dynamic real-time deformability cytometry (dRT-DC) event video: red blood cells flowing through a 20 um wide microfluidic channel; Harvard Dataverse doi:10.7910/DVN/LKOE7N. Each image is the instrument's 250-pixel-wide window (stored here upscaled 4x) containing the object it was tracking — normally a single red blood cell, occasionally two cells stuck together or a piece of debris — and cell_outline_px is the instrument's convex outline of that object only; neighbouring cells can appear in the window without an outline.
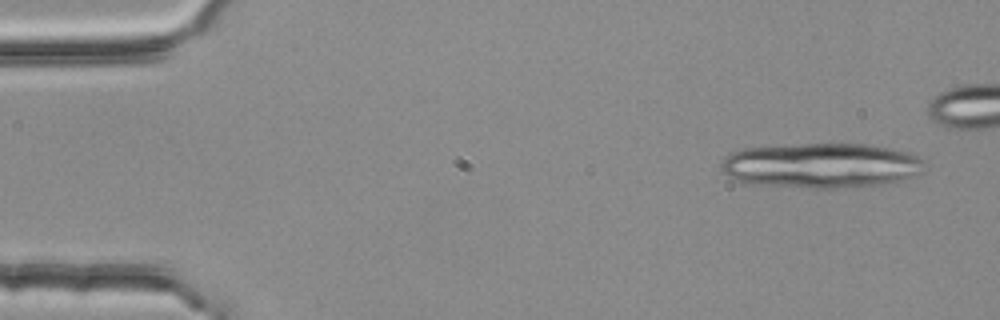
{"species": "common noctule bat (a hibernating species)", "species_latin": "Nyctalus noctula", "temperature_condition": "room temperature", "stored_images_in_passage": 5, "camera_frame_rate_fps": 3000, "um_per_image_px": 0.085, "animal": {"sex": "female", "body_mass_g": 25.1}, "frame": {"image": 1, "passage_image": 1, "time_ms": 0.0, "image_size_px": [1000, 320], "cell_outline_px": [[924, 172], [904, 180], [888, 184], [836, 188], [816, 188], [748, 184], [736, 180], [728, 176], [720, 168], [720, 164], [732, 152], [744, 148], [784, 144], [864, 144], [888, 148], [908, 152], [924, 160]], "centroid_in_image_um": [69.82, 14.07], "position_along_channel_um": 15.2, "area_um2": 53.75}}